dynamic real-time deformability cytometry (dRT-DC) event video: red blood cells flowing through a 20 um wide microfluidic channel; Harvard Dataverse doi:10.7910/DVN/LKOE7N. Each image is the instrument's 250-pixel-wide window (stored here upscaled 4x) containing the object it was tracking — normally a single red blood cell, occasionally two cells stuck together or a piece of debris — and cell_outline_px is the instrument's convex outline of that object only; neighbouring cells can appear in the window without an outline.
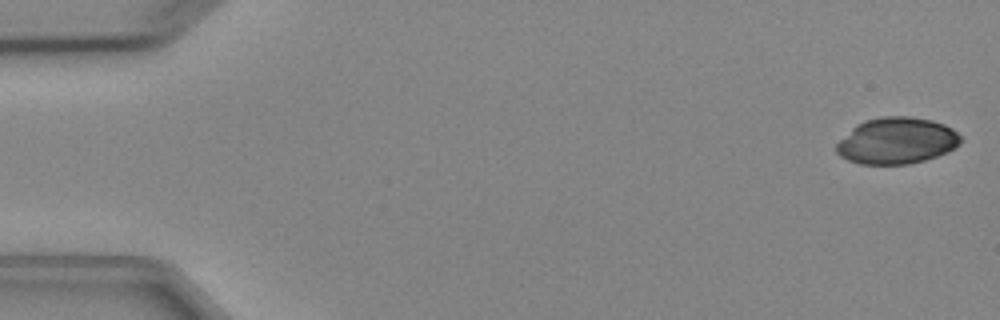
{"species": "Egyptian fruit bat (a non-hibernating species)", "species_latin": "Rousettus aegyptiacus", "temperature_condition": "cold", "stored_images_in_passage": 6, "camera_frame_rate_fps": 3000, "um_per_image_px": 0.085, "animal": {"sex": "female"}, "frame": {"image": 1, "passage_image": 1, "time_ms": 0.0, "image_size_px": [1000, 320], "cell_outline_px": [[960, 144], [948, 152], [924, 160], [908, 164], [860, 164], [848, 160], [840, 156], [836, 152], [836, 144], [856, 124], [864, 120], [880, 116], [912, 116], [932, 120], [944, 124], [952, 128], [960, 136]], "centroid_in_image_um": [76.21, 11.95], "position_along_channel_um": 8.8, "area_um2": 33.7}}
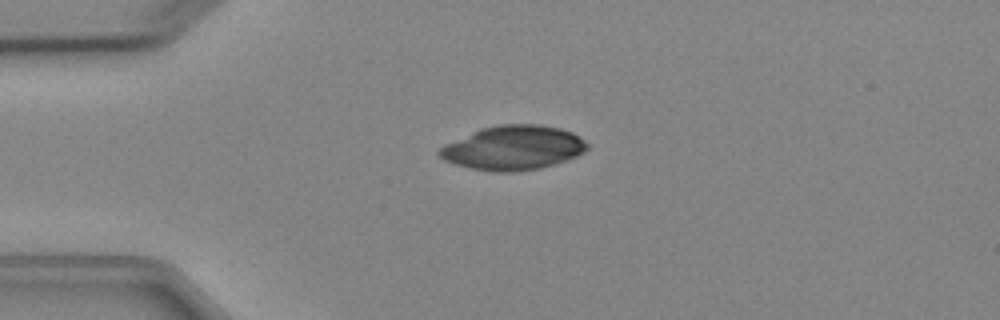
{"frame": {"image": 2, "passage_image": 4, "time_ms": 3.667, "image_size_px": [1000, 320], "cell_outline_px": [[588, 148], [584, 152], [576, 156], [540, 168], [512, 172], [496, 172], [472, 168], [456, 164], [444, 160], [436, 152], [444, 144], [480, 128], [500, 124], [540, 124], [560, 128], [572, 132], [584, 140], [588, 144]], "centroid_in_image_um": [43.61, 12.55], "position_along_channel_um": 41.4, "area_um2": 38.03}}